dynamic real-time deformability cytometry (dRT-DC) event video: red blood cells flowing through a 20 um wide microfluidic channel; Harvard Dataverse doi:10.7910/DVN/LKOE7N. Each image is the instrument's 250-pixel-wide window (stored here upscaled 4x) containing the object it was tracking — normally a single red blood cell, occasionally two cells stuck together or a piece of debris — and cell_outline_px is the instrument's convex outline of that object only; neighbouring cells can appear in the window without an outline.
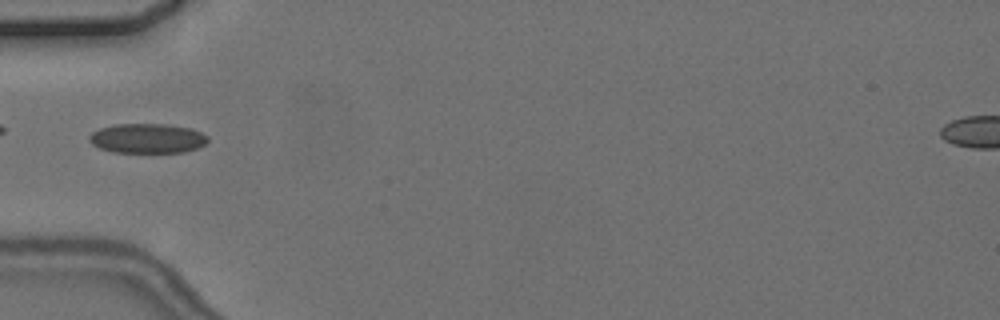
{"species": "common noctule bat (a hibernating species)", "species_latin": "Nyctalus noctula", "temperature_condition": "cold", "stored_images_in_passage": 6, "camera_frame_rate_fps": 3000, "um_per_image_px": 0.085, "animal": {"sex": "female", "body_mass_g": 24.6, "forearm_length_mm": 56.2}, "frame": {"image": 1, "passage_image": 6, "time_ms": 6.0, "image_size_px": [1000, 320], "cell_outline_px": [[208, 140], [204, 144], [196, 148], [184, 152], [112, 152], [100, 148], [92, 144], [88, 140], [88, 136], [92, 132], [100, 128], [116, 124], [164, 124], [192, 128], [208, 136]], "centroid_in_image_um": [12.5, 11.76], "position_along_channel_um": 72.5, "area_um2": 20.46}}